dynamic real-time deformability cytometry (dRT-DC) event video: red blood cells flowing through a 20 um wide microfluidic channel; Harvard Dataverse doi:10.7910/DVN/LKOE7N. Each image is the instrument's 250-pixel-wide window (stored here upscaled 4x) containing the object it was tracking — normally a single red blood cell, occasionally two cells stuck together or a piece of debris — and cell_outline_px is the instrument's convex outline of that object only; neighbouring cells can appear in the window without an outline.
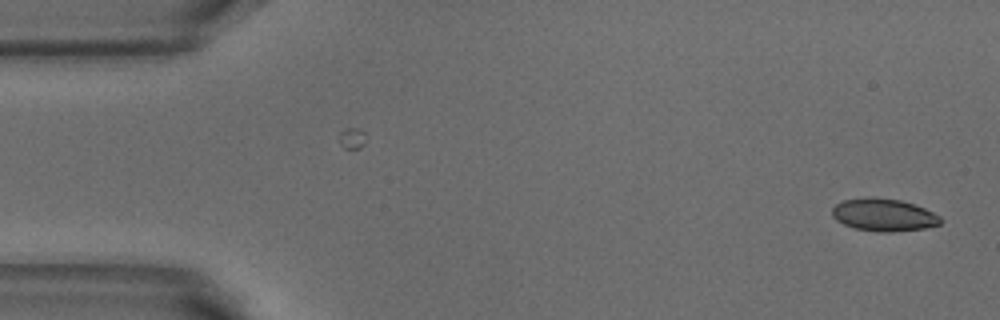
{"species": "common noctule bat (a hibernating species)", "species_latin": "Nyctalus noctula", "temperature_condition": "warm", "stored_images_in_passage": 46, "camera_frame_rate_fps": 3000, "um_per_image_px": 0.085, "animal": {"sex": "male", "body_mass_g": 18.8}, "frame": {"image": 1, "passage_image": 1, "time_ms": 0.0, "image_size_px": [1000, 320], "cell_outline_px": [[940, 224], [924, 228], [892, 232], [876, 232], [856, 228], [844, 224], [836, 220], [832, 216], [832, 208], [836, 204], [844, 200], [868, 196], [872, 196], [900, 200], [924, 208], [940, 216]], "centroid_in_image_um": [75.08, 18.26], "position_along_channel_um": 9.9, "area_um2": 20.52}}
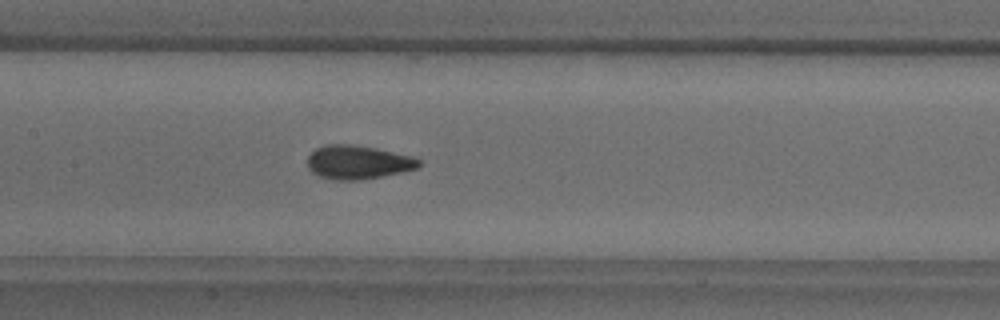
{"frame": {"image": 2, "passage_image": 23, "time_ms": 7.333, "image_size_px": [1000, 320], "cell_outline_px": [[420, 168], [360, 180], [332, 180], [320, 176], [312, 172], [308, 168], [308, 156], [316, 148], [324, 144], [352, 144], [376, 148], [412, 156], [420, 160]], "centroid_in_image_um": [30.41, 13.78], "position_along_channel_um": 177.0, "area_um2": 21.91}}
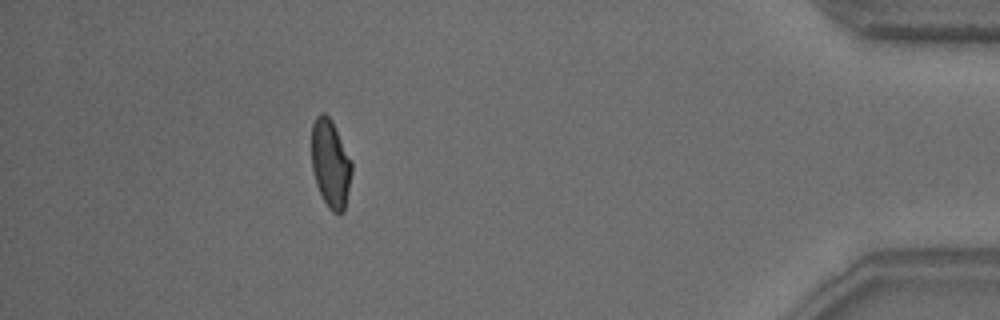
{"frame": {"image": 3, "passage_image": 45, "time_ms": 14.667, "image_size_px": [1000, 320], "cell_outline_px": [[352, 172], [344, 212], [340, 216], [332, 212], [328, 208], [316, 184], [312, 168], [312, 124], [316, 116], [320, 112], [324, 112], [332, 120], [352, 160]], "centroid_in_image_um": [28.1, 13.91], "position_along_channel_um": 407.1, "area_um2": 20.87}}